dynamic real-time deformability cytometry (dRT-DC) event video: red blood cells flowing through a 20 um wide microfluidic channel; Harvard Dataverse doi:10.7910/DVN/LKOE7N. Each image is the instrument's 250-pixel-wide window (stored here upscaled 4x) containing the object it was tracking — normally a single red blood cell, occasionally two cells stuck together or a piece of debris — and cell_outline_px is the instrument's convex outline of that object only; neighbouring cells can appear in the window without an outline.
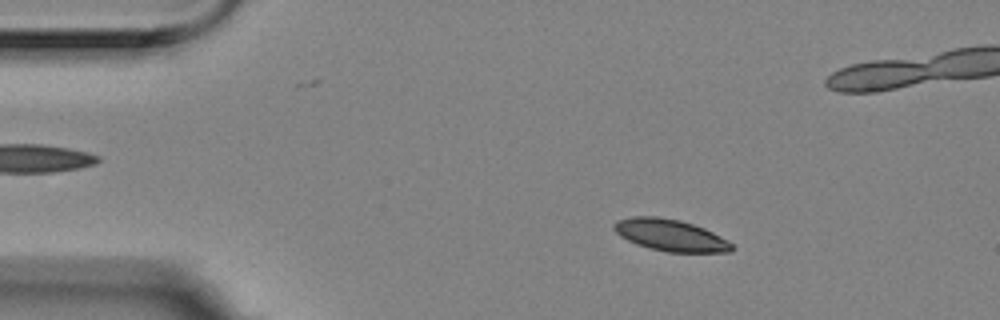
{"species": "Egyptian fruit bat (a non-hibernating species)", "species_latin": "Rousettus aegyptiacus", "temperature_condition": "room temperature", "stored_images_in_passage": 5, "camera_frame_rate_fps": 3000, "um_per_image_px": 0.085, "animal": {"sex": "female"}, "frame": {"image": 1, "passage_image": 2, "time_ms": 0.333, "image_size_px": [1000, 320], "cell_outline_px": [[736, 248], [732, 252], [668, 252], [648, 248], [636, 244], [620, 236], [612, 228], [612, 224], [616, 220], [632, 216], [656, 216], [680, 220], [704, 228], [728, 240]], "centroid_in_image_um": [56.97, 19.99], "position_along_channel_um": 28.0, "area_um2": 21.96}}